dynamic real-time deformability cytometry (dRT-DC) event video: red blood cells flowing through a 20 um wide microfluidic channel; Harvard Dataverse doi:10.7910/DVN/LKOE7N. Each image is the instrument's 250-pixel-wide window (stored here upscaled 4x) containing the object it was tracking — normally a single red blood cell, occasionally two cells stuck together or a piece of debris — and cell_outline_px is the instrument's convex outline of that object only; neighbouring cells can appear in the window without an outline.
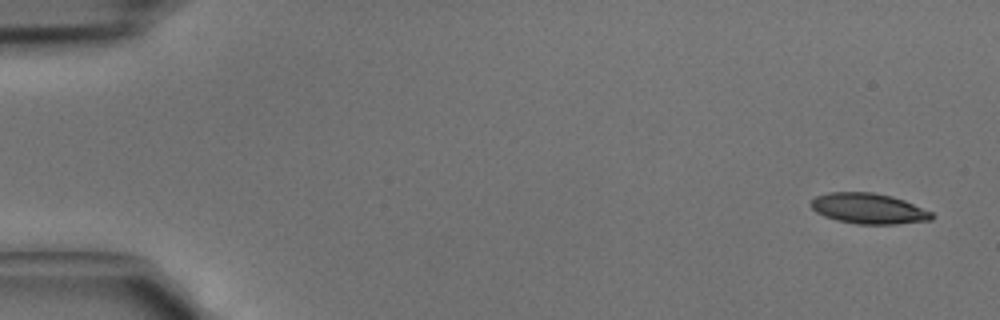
{"species": "common noctule bat (a hibernating species)", "species_latin": "Nyctalus noctula", "temperature_condition": "cold", "stored_images_in_passage": 3, "camera_frame_rate_fps": 3000, "um_per_image_px": 0.085, "animal": {"sex": "male", "body_mass_g": 15.6}, "frame": {"image": 1, "passage_image": 1, "time_ms": 0.0, "image_size_px": [1000, 320], "cell_outline_px": [[932, 220], [896, 224], [856, 224], [836, 220], [824, 216], [816, 212], [808, 204], [816, 196], [828, 192], [872, 192], [892, 196], [904, 200], [932, 212]], "centroid_in_image_um": [73.8, 17.72], "position_along_channel_um": 11.2, "area_um2": 21.56}}